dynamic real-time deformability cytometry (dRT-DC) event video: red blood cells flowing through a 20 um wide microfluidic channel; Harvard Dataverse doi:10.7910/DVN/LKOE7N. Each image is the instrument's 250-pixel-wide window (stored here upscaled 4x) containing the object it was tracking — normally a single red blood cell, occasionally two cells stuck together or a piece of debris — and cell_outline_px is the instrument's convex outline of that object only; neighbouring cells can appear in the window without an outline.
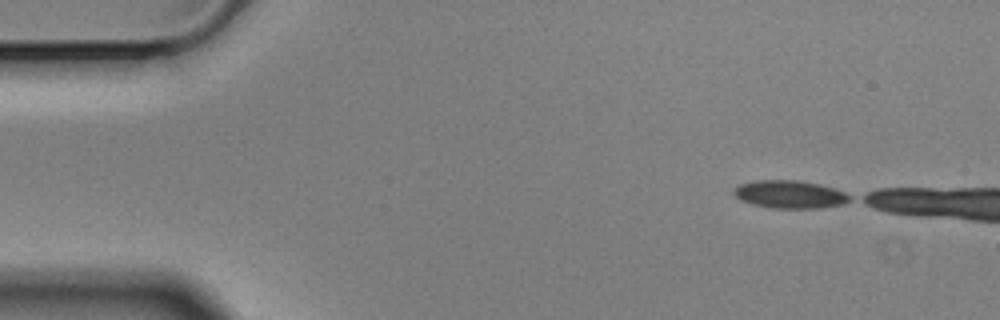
{"species": "Egyptian fruit bat (a non-hibernating species)", "species_latin": "Rousettus aegyptiacus", "temperature_condition": "cold", "stored_images_in_passage": 1, "camera_frame_rate_fps": 3000, "um_per_image_px": 0.085, "animal": {"sex": "male"}, "frame": {"image": 1, "passage_image": 1, "time_ms": 0.0, "image_size_px": [1000, 320], "cell_outline_px": [[852, 200], [844, 204], [820, 208], [772, 208], [752, 204], [740, 200], [732, 192], [740, 184], [756, 180], [796, 180], [820, 184], [836, 188], [852, 196]], "centroid_in_image_um": [67.18, 16.52], "position_along_channel_um": 17.8, "area_um2": 18.96}}